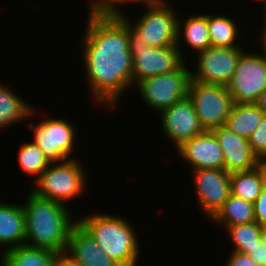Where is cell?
<instances>
[{"label": "cell", "mask_w": 266, "mask_h": 266, "mask_svg": "<svg viewBox=\"0 0 266 266\" xmlns=\"http://www.w3.org/2000/svg\"><path fill=\"white\" fill-rule=\"evenodd\" d=\"M64 254L83 266H120L100 249L96 240L79 223L72 228Z\"/></svg>", "instance_id": "16"}, {"label": "cell", "mask_w": 266, "mask_h": 266, "mask_svg": "<svg viewBox=\"0 0 266 266\" xmlns=\"http://www.w3.org/2000/svg\"><path fill=\"white\" fill-rule=\"evenodd\" d=\"M262 8H263L262 13L265 11V12L263 13V17H264V18H263V20H264L263 23H264V24H262V25H263V26H266V4H265ZM264 14H265V15H264Z\"/></svg>", "instance_id": "37"}, {"label": "cell", "mask_w": 266, "mask_h": 266, "mask_svg": "<svg viewBox=\"0 0 266 266\" xmlns=\"http://www.w3.org/2000/svg\"><path fill=\"white\" fill-rule=\"evenodd\" d=\"M78 223L96 240L100 249L117 264L120 266L139 264L141 242L130 220L115 214L94 212L78 219Z\"/></svg>", "instance_id": "3"}, {"label": "cell", "mask_w": 266, "mask_h": 266, "mask_svg": "<svg viewBox=\"0 0 266 266\" xmlns=\"http://www.w3.org/2000/svg\"><path fill=\"white\" fill-rule=\"evenodd\" d=\"M255 221L263 228L266 227V185L254 202Z\"/></svg>", "instance_id": "29"}, {"label": "cell", "mask_w": 266, "mask_h": 266, "mask_svg": "<svg viewBox=\"0 0 266 266\" xmlns=\"http://www.w3.org/2000/svg\"><path fill=\"white\" fill-rule=\"evenodd\" d=\"M122 5L132 7V0H89L86 17L88 15L120 16L125 13Z\"/></svg>", "instance_id": "27"}, {"label": "cell", "mask_w": 266, "mask_h": 266, "mask_svg": "<svg viewBox=\"0 0 266 266\" xmlns=\"http://www.w3.org/2000/svg\"><path fill=\"white\" fill-rule=\"evenodd\" d=\"M253 45L259 51L252 49L249 52L245 48L227 85L234 103H255L266 90V52L257 41Z\"/></svg>", "instance_id": "8"}, {"label": "cell", "mask_w": 266, "mask_h": 266, "mask_svg": "<svg viewBox=\"0 0 266 266\" xmlns=\"http://www.w3.org/2000/svg\"><path fill=\"white\" fill-rule=\"evenodd\" d=\"M253 154L261 163H266V115L248 139Z\"/></svg>", "instance_id": "28"}, {"label": "cell", "mask_w": 266, "mask_h": 266, "mask_svg": "<svg viewBox=\"0 0 266 266\" xmlns=\"http://www.w3.org/2000/svg\"><path fill=\"white\" fill-rule=\"evenodd\" d=\"M266 185V163L255 169L232 172L230 177L231 194L253 203Z\"/></svg>", "instance_id": "22"}, {"label": "cell", "mask_w": 266, "mask_h": 266, "mask_svg": "<svg viewBox=\"0 0 266 266\" xmlns=\"http://www.w3.org/2000/svg\"><path fill=\"white\" fill-rule=\"evenodd\" d=\"M4 266H60L61 254L46 248L21 245L1 254Z\"/></svg>", "instance_id": "20"}, {"label": "cell", "mask_w": 266, "mask_h": 266, "mask_svg": "<svg viewBox=\"0 0 266 266\" xmlns=\"http://www.w3.org/2000/svg\"><path fill=\"white\" fill-rule=\"evenodd\" d=\"M60 266H83L69 259L64 253L61 254Z\"/></svg>", "instance_id": "35"}, {"label": "cell", "mask_w": 266, "mask_h": 266, "mask_svg": "<svg viewBox=\"0 0 266 266\" xmlns=\"http://www.w3.org/2000/svg\"><path fill=\"white\" fill-rule=\"evenodd\" d=\"M188 97L193 101L196 114L205 131L225 126L234 105L227 86L191 79Z\"/></svg>", "instance_id": "10"}, {"label": "cell", "mask_w": 266, "mask_h": 266, "mask_svg": "<svg viewBox=\"0 0 266 266\" xmlns=\"http://www.w3.org/2000/svg\"><path fill=\"white\" fill-rule=\"evenodd\" d=\"M208 11V32L211 40V45L213 47H223V48H236V47H246L245 44L240 45V40L242 38L240 35L242 30H240V24L236 21L237 18H232L231 14H213ZM212 14V15H211ZM231 15V17H230ZM238 41V42H237Z\"/></svg>", "instance_id": "21"}, {"label": "cell", "mask_w": 266, "mask_h": 266, "mask_svg": "<svg viewBox=\"0 0 266 266\" xmlns=\"http://www.w3.org/2000/svg\"><path fill=\"white\" fill-rule=\"evenodd\" d=\"M197 13L194 14L192 12L191 15L188 14L189 16H182V18L179 14L178 18L177 46L182 54V57L186 61L188 60L185 56H187V54L190 55V52L196 54L212 46L208 32V13H202V10ZM183 46H187L185 47L187 50L184 51L186 52V55L183 52ZM189 48L190 52L188 50Z\"/></svg>", "instance_id": "17"}, {"label": "cell", "mask_w": 266, "mask_h": 266, "mask_svg": "<svg viewBox=\"0 0 266 266\" xmlns=\"http://www.w3.org/2000/svg\"><path fill=\"white\" fill-rule=\"evenodd\" d=\"M0 266H4V264H3V260H2V258H1V255H0Z\"/></svg>", "instance_id": "39"}, {"label": "cell", "mask_w": 266, "mask_h": 266, "mask_svg": "<svg viewBox=\"0 0 266 266\" xmlns=\"http://www.w3.org/2000/svg\"><path fill=\"white\" fill-rule=\"evenodd\" d=\"M24 197L25 245L65 253L72 228L78 223L73 211L31 191Z\"/></svg>", "instance_id": "2"}, {"label": "cell", "mask_w": 266, "mask_h": 266, "mask_svg": "<svg viewBox=\"0 0 266 266\" xmlns=\"http://www.w3.org/2000/svg\"><path fill=\"white\" fill-rule=\"evenodd\" d=\"M227 255L224 266H257L248 255L235 251H230Z\"/></svg>", "instance_id": "30"}, {"label": "cell", "mask_w": 266, "mask_h": 266, "mask_svg": "<svg viewBox=\"0 0 266 266\" xmlns=\"http://www.w3.org/2000/svg\"><path fill=\"white\" fill-rule=\"evenodd\" d=\"M255 104L266 115V90L258 97Z\"/></svg>", "instance_id": "33"}, {"label": "cell", "mask_w": 266, "mask_h": 266, "mask_svg": "<svg viewBox=\"0 0 266 266\" xmlns=\"http://www.w3.org/2000/svg\"><path fill=\"white\" fill-rule=\"evenodd\" d=\"M263 116L264 113L255 103H234L225 126L248 140L261 123Z\"/></svg>", "instance_id": "24"}, {"label": "cell", "mask_w": 266, "mask_h": 266, "mask_svg": "<svg viewBox=\"0 0 266 266\" xmlns=\"http://www.w3.org/2000/svg\"><path fill=\"white\" fill-rule=\"evenodd\" d=\"M169 2V0H132V5H165Z\"/></svg>", "instance_id": "32"}, {"label": "cell", "mask_w": 266, "mask_h": 266, "mask_svg": "<svg viewBox=\"0 0 266 266\" xmlns=\"http://www.w3.org/2000/svg\"><path fill=\"white\" fill-rule=\"evenodd\" d=\"M21 245H25V213L23 205L0 201V247L4 246L2 249L0 248V255Z\"/></svg>", "instance_id": "18"}, {"label": "cell", "mask_w": 266, "mask_h": 266, "mask_svg": "<svg viewBox=\"0 0 266 266\" xmlns=\"http://www.w3.org/2000/svg\"><path fill=\"white\" fill-rule=\"evenodd\" d=\"M34 106L31 116L25 125L26 128L32 130V141L36 143L50 162L65 161L73 157V153L76 152V139L78 129L77 126L66 120L67 118L57 117L53 118L44 115L37 123L32 121V117H36L38 114L37 107ZM37 111V112H36ZM75 149V150H74Z\"/></svg>", "instance_id": "6"}, {"label": "cell", "mask_w": 266, "mask_h": 266, "mask_svg": "<svg viewBox=\"0 0 266 266\" xmlns=\"http://www.w3.org/2000/svg\"><path fill=\"white\" fill-rule=\"evenodd\" d=\"M189 172L197 199L195 205H198L201 215L210 220L231 195V173L225 169H195Z\"/></svg>", "instance_id": "12"}, {"label": "cell", "mask_w": 266, "mask_h": 266, "mask_svg": "<svg viewBox=\"0 0 266 266\" xmlns=\"http://www.w3.org/2000/svg\"><path fill=\"white\" fill-rule=\"evenodd\" d=\"M18 152H16L18 166L21 170L32 176L35 181L50 165L49 159L45 156L39 146L32 140L20 144Z\"/></svg>", "instance_id": "26"}, {"label": "cell", "mask_w": 266, "mask_h": 266, "mask_svg": "<svg viewBox=\"0 0 266 266\" xmlns=\"http://www.w3.org/2000/svg\"><path fill=\"white\" fill-rule=\"evenodd\" d=\"M259 40L255 38L254 41H257L259 46L263 48V50L266 52V26H262L261 31L259 32ZM260 41V42H259Z\"/></svg>", "instance_id": "34"}, {"label": "cell", "mask_w": 266, "mask_h": 266, "mask_svg": "<svg viewBox=\"0 0 266 266\" xmlns=\"http://www.w3.org/2000/svg\"><path fill=\"white\" fill-rule=\"evenodd\" d=\"M159 119L163 136L173 142V149L179 147L184 141L201 135L205 132L196 114L193 101L186 98L174 103L160 111Z\"/></svg>", "instance_id": "13"}, {"label": "cell", "mask_w": 266, "mask_h": 266, "mask_svg": "<svg viewBox=\"0 0 266 266\" xmlns=\"http://www.w3.org/2000/svg\"><path fill=\"white\" fill-rule=\"evenodd\" d=\"M186 61L179 69L139 81L134 88L144 105L156 114L186 98L191 81L190 63ZM189 65V66H188ZM137 86V87H136Z\"/></svg>", "instance_id": "7"}, {"label": "cell", "mask_w": 266, "mask_h": 266, "mask_svg": "<svg viewBox=\"0 0 266 266\" xmlns=\"http://www.w3.org/2000/svg\"><path fill=\"white\" fill-rule=\"evenodd\" d=\"M262 242L266 246V227L262 228Z\"/></svg>", "instance_id": "36"}, {"label": "cell", "mask_w": 266, "mask_h": 266, "mask_svg": "<svg viewBox=\"0 0 266 266\" xmlns=\"http://www.w3.org/2000/svg\"><path fill=\"white\" fill-rule=\"evenodd\" d=\"M86 20L79 42L86 88L93 107H104L109 113V109L115 111L120 106L121 97L132 88L130 29L119 16L88 15Z\"/></svg>", "instance_id": "1"}, {"label": "cell", "mask_w": 266, "mask_h": 266, "mask_svg": "<svg viewBox=\"0 0 266 266\" xmlns=\"http://www.w3.org/2000/svg\"><path fill=\"white\" fill-rule=\"evenodd\" d=\"M222 230L230 237L231 251L241 254L248 255L262 241V227L256 221L227 226Z\"/></svg>", "instance_id": "25"}, {"label": "cell", "mask_w": 266, "mask_h": 266, "mask_svg": "<svg viewBox=\"0 0 266 266\" xmlns=\"http://www.w3.org/2000/svg\"><path fill=\"white\" fill-rule=\"evenodd\" d=\"M9 85L0 82V130H4L13 124H24L31 116L34 105L28 103L17 94ZM30 104V105H29ZM33 106V107H32ZM25 123H24V121Z\"/></svg>", "instance_id": "19"}, {"label": "cell", "mask_w": 266, "mask_h": 266, "mask_svg": "<svg viewBox=\"0 0 266 266\" xmlns=\"http://www.w3.org/2000/svg\"><path fill=\"white\" fill-rule=\"evenodd\" d=\"M208 221L220 228L253 222L255 221L254 204L231 194Z\"/></svg>", "instance_id": "23"}, {"label": "cell", "mask_w": 266, "mask_h": 266, "mask_svg": "<svg viewBox=\"0 0 266 266\" xmlns=\"http://www.w3.org/2000/svg\"><path fill=\"white\" fill-rule=\"evenodd\" d=\"M245 49L242 47L223 48L210 46L194 54V69L191 68V79L208 84L227 86L235 73L238 60ZM197 60V61H196Z\"/></svg>", "instance_id": "11"}, {"label": "cell", "mask_w": 266, "mask_h": 266, "mask_svg": "<svg viewBox=\"0 0 266 266\" xmlns=\"http://www.w3.org/2000/svg\"><path fill=\"white\" fill-rule=\"evenodd\" d=\"M78 158V159H77ZM79 157L60 162H51L47 169L32 183L30 191L45 199H50L66 206L70 200H78L87 188V170L83 168ZM88 176V177H87Z\"/></svg>", "instance_id": "4"}, {"label": "cell", "mask_w": 266, "mask_h": 266, "mask_svg": "<svg viewBox=\"0 0 266 266\" xmlns=\"http://www.w3.org/2000/svg\"><path fill=\"white\" fill-rule=\"evenodd\" d=\"M254 1H258L259 4H261L260 5L261 6V9H262V5L264 6L266 4V0H253V3H254Z\"/></svg>", "instance_id": "38"}, {"label": "cell", "mask_w": 266, "mask_h": 266, "mask_svg": "<svg viewBox=\"0 0 266 266\" xmlns=\"http://www.w3.org/2000/svg\"><path fill=\"white\" fill-rule=\"evenodd\" d=\"M144 13L132 20L128 14L119 17L129 26L130 32L150 47L165 48L177 45L179 12L170 2L165 5H144ZM131 19V20H130Z\"/></svg>", "instance_id": "5"}, {"label": "cell", "mask_w": 266, "mask_h": 266, "mask_svg": "<svg viewBox=\"0 0 266 266\" xmlns=\"http://www.w3.org/2000/svg\"><path fill=\"white\" fill-rule=\"evenodd\" d=\"M129 50L133 59L132 88L145 78L175 71L186 62L177 45L150 47L131 32Z\"/></svg>", "instance_id": "9"}, {"label": "cell", "mask_w": 266, "mask_h": 266, "mask_svg": "<svg viewBox=\"0 0 266 266\" xmlns=\"http://www.w3.org/2000/svg\"><path fill=\"white\" fill-rule=\"evenodd\" d=\"M223 152L224 169L229 172L248 171L261 164L253 154L248 140L230 131L226 126L212 130Z\"/></svg>", "instance_id": "15"}, {"label": "cell", "mask_w": 266, "mask_h": 266, "mask_svg": "<svg viewBox=\"0 0 266 266\" xmlns=\"http://www.w3.org/2000/svg\"><path fill=\"white\" fill-rule=\"evenodd\" d=\"M248 256L257 266H266V246L262 241L248 254Z\"/></svg>", "instance_id": "31"}, {"label": "cell", "mask_w": 266, "mask_h": 266, "mask_svg": "<svg viewBox=\"0 0 266 266\" xmlns=\"http://www.w3.org/2000/svg\"><path fill=\"white\" fill-rule=\"evenodd\" d=\"M181 161L188 164V169H224L223 152L212 131L194 136L184 141L176 149Z\"/></svg>", "instance_id": "14"}]
</instances>
